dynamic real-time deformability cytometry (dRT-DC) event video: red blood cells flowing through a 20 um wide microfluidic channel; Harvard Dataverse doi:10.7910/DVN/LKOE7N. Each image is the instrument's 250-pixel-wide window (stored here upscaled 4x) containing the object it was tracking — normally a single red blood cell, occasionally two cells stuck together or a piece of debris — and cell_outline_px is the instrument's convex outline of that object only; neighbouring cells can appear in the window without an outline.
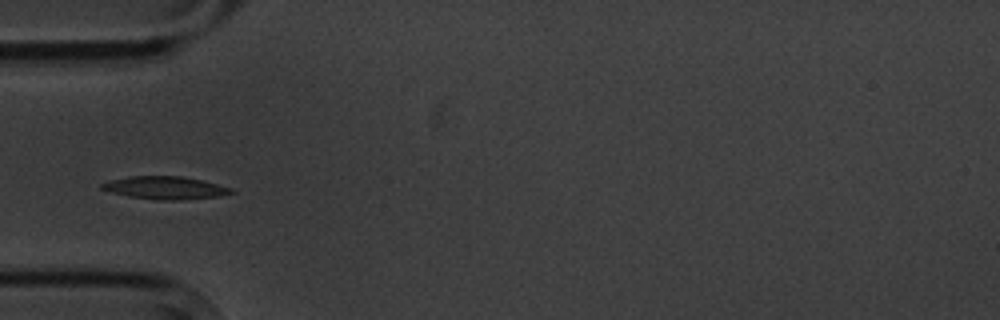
{"species": "common noctule bat (a hibernating species)", "species_latin": "Nyctalus noctula", "temperature_condition": "cold", "stored_images_in_passage": 7, "camera_frame_rate_fps": 3000, "um_per_image_px": 0.085, "animal": {"sex": "male", "body_mass_g": 20.1, "forearm_length_mm": 53.5}, "frame": {"image": 1, "passage_image": 7, "time_ms": 7.0, "image_size_px": [1000, 320], "cell_outline_px": [[236, 192], [220, 196], [180, 200], [156, 200], [128, 196], [108, 192], [100, 188], [100, 184], [108, 180], [128, 176], [180, 176], [204, 180], [232, 188]], "centroid_in_image_um": [14.02, 15.96], "position_along_channel_um": 71.0, "area_um2": 17.46}}